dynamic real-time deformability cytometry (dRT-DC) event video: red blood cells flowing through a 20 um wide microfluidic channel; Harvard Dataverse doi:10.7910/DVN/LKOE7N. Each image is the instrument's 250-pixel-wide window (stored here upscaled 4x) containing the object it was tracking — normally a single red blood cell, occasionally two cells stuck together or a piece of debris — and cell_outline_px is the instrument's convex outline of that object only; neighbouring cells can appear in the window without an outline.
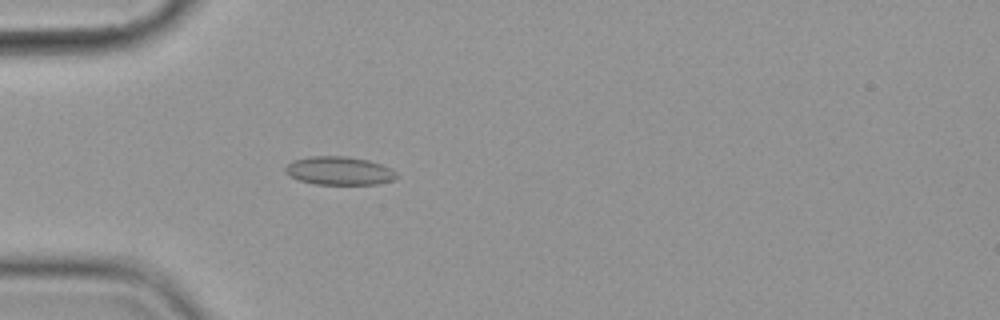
{"species": "common noctule bat (a hibernating species)", "species_latin": "Nyctalus noctula", "temperature_condition": "cold", "stored_images_in_passage": 1, "camera_frame_rate_fps": 3000, "um_per_image_px": 0.085, "animal": {"sex": "female", "body_mass_g": 19.9}, "frame": {"image": 1, "passage_image": 1, "time_ms": 0.0, "image_size_px": [1000, 320], "cell_outline_px": [[400, 176], [392, 180], [376, 184], [316, 184], [300, 180], [288, 176], [284, 172], [284, 168], [292, 160], [312, 156], [348, 156], [368, 160], [392, 168]], "centroid_in_image_um": [28.83, 14.51], "position_along_channel_um": 56.2, "area_um2": 18.5}}